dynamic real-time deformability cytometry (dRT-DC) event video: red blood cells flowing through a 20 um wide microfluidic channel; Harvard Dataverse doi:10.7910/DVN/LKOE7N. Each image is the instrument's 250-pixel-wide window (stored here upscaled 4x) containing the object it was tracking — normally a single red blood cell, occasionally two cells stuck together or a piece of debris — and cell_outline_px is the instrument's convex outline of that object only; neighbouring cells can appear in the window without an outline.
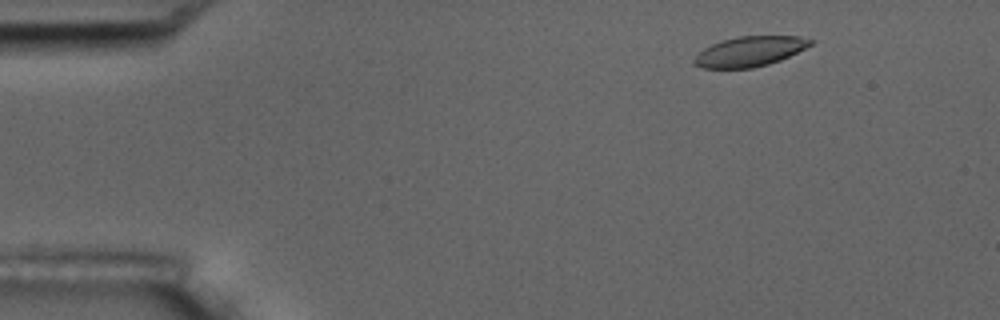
{"species": "common noctule bat (a hibernating species)", "species_latin": "Nyctalus noctula", "temperature_condition": "room temperature", "stored_images_in_passage": 5, "camera_frame_rate_fps": 3000, "um_per_image_px": 0.085, "animal": {"sex": "male", "body_mass_g": 17.5, "forearm_length_mm": 52.3}, "frame": {"image": 1, "passage_image": 2, "time_ms": 1.333, "image_size_px": [1000, 320], "cell_outline_px": [[816, 40], [812, 44], [780, 60], [768, 64], [752, 68], [704, 68], [692, 64], [692, 60], [704, 48], [720, 40], [740, 36], [800, 36]], "centroid_in_image_um": [63.71, 4.36], "position_along_channel_um": 21.3, "area_um2": 20.29}}
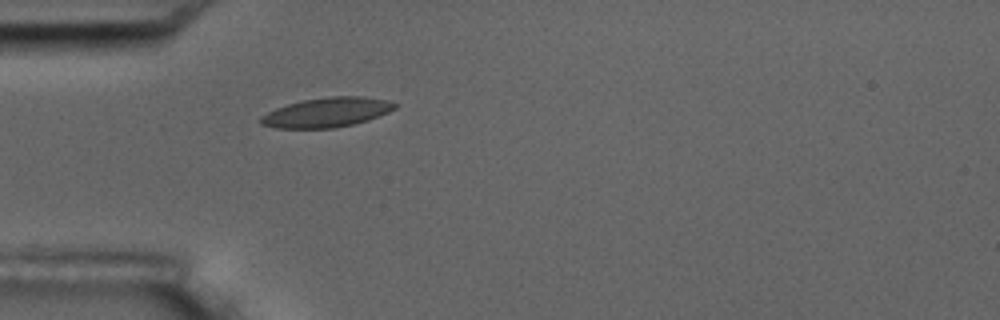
{"frame": {"image": 2, "passage_image": 5, "time_ms": 4.667, "image_size_px": [1000, 320], "cell_outline_px": [[396, 108], [388, 112], [368, 120], [352, 124], [332, 128], [276, 128], [260, 124], [260, 116], [276, 108], [288, 104], [304, 100], [328, 96], [364, 96], [388, 100], [396, 104]], "centroid_in_image_um": [27.78, 9.55], "position_along_channel_um": 57.2, "area_um2": 23.0}}